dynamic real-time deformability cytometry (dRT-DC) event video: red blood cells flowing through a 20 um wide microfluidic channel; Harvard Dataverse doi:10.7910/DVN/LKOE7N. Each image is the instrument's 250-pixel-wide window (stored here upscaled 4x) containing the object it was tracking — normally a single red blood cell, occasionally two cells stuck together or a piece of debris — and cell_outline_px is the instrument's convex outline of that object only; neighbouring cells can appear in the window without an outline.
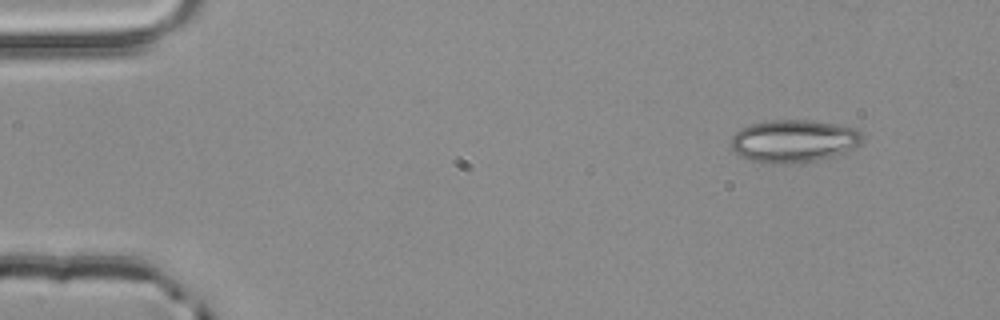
{"species": "common noctule bat (a hibernating species)", "species_latin": "Nyctalus noctula", "temperature_condition": "room temperature", "stored_images_in_passage": 4, "camera_frame_rate_fps": 3000, "um_per_image_px": 0.085, "animal": {"sex": "male", "body_mass_g": 20.4}, "frame": {"image": 1, "passage_image": 1, "time_ms": 0.0, "image_size_px": [1000, 320], "cell_outline_px": [[864, 140], [860, 144], [848, 152], [816, 160], [788, 164], [768, 164], [748, 160], [736, 156], [732, 148], [732, 136], [740, 128], [752, 124], [768, 120], [812, 120], [860, 128], [864, 132]], "centroid_in_image_um": [67.5, 11.99], "position_along_channel_um": 17.5, "area_um2": 33.41}}